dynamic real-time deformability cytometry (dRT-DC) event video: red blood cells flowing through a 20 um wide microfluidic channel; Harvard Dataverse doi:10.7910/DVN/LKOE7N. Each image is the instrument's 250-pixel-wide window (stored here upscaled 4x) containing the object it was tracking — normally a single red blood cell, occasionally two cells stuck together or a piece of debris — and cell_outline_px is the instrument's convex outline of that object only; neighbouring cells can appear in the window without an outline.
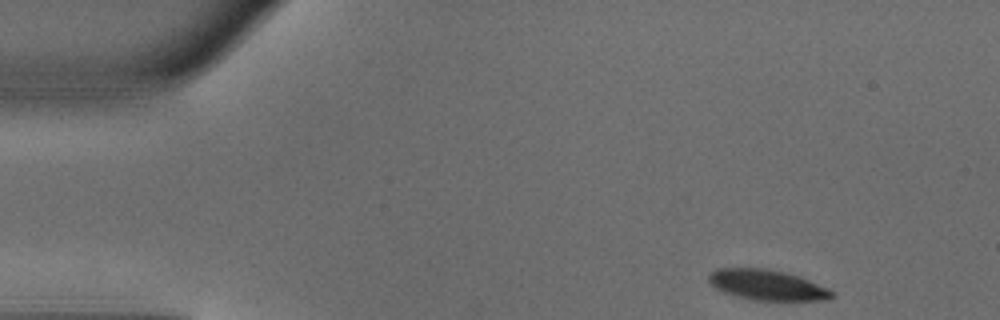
{"species": "common noctule bat (a hibernating species)", "species_latin": "Nyctalus noctula", "temperature_condition": "warm", "stored_images_in_passage": 32, "camera_frame_rate_fps": 3000, "um_per_image_px": 0.085, "animal": {"sex": "male", "body_mass_g": 18.8}, "frame": {"image": 1, "passage_image": 1, "time_ms": 0.0, "image_size_px": [1000, 320], "cell_outline_px": [[836, 296], [820, 300], [756, 300], [736, 296], [724, 292], [716, 288], [708, 280], [708, 276], [716, 268], [768, 268], [784, 272], [808, 280], [836, 292]], "centroid_in_image_um": [65.19, 24.22], "position_along_channel_um": 19.8, "area_um2": 21.56}}
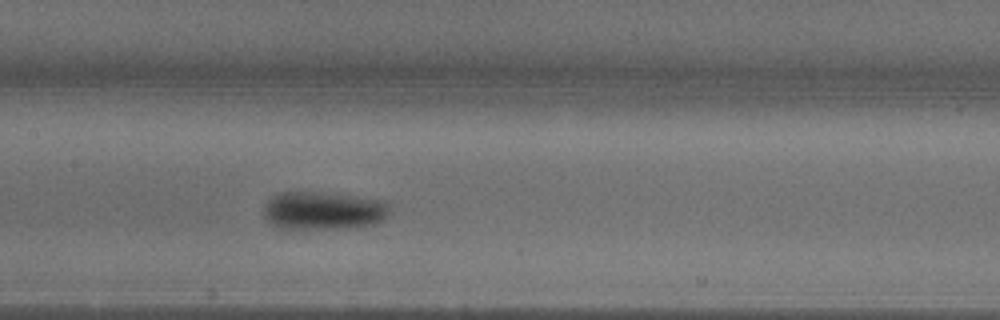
{"frame": {"image": 2, "passage_image": 19, "time_ms": 6.0, "image_size_px": [1000, 320], "cell_outline_px": [[388, 216], [384, 220], [376, 224], [332, 228], [280, 228], [272, 224], [264, 216], [264, 208], [268, 200], [272, 196], [280, 192], [320, 192], [356, 196], [388, 200]], "centroid_in_image_um": [27.51, 17.88], "position_along_channel_um": 179.9, "area_um2": 27.86}}
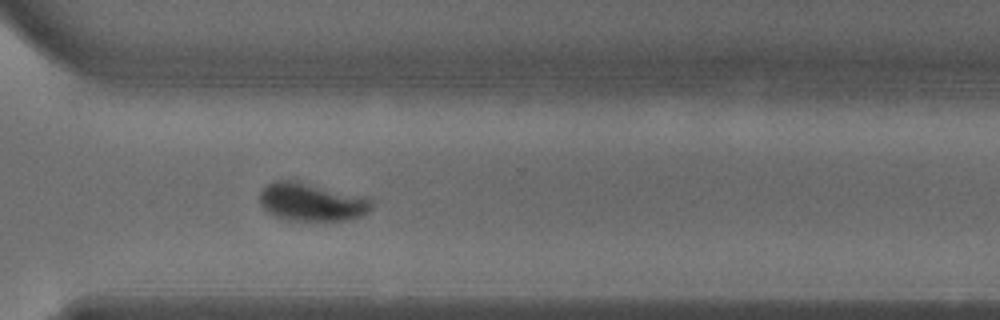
{"frame": {"image": 3, "passage_image": 31, "time_ms": 10.0, "image_size_px": [1000, 320], "cell_outline_px": [[372, 208], [368, 212], [360, 216], [348, 220], [328, 224], [324, 224], [280, 220], [272, 216], [260, 204], [260, 192], [268, 184], [276, 180], [296, 180], [372, 196]], "centroid_in_image_um": [26.56, 17.22], "position_along_channel_um": 344.0, "area_um2": 26.65}}